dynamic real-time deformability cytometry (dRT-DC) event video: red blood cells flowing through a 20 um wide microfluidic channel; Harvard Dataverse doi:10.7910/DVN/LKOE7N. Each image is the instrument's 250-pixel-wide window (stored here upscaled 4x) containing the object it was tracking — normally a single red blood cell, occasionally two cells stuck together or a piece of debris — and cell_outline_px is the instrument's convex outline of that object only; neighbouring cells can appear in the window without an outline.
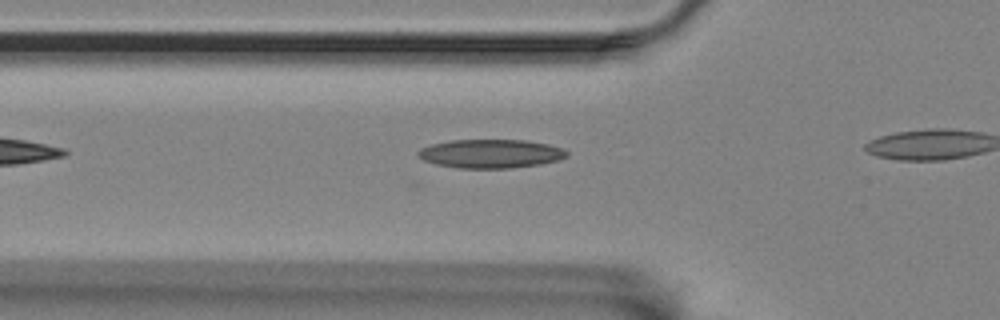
{"species": "Egyptian fruit bat (a non-hibernating species)", "species_latin": "Rousettus aegyptiacus", "temperature_condition": "room temperature", "stored_images_in_passage": 12, "camera_frame_rate_fps": 3000, "um_per_image_px": 0.085, "animal": {"sex": "female"}, "frame": {"image": 1, "passage_image": 3, "time_ms": 0.667, "image_size_px": [1000, 320], "cell_outline_px": [[568, 156], [560, 160], [540, 164], [512, 168], [456, 168], [436, 164], [424, 160], [416, 156], [416, 152], [420, 148], [432, 144], [452, 140], [524, 140], [548, 144], [564, 148], [568, 152]], "centroid_in_image_um": [41.71, 13.06], "position_along_channel_um": 84.1, "area_um2": 25.09}}
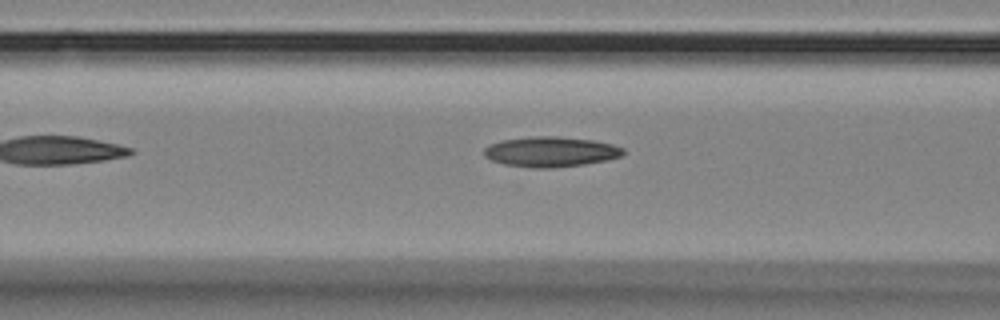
{"frame": {"image": 2, "passage_image": 6, "time_ms": 1.667, "image_size_px": [1000, 320], "cell_outline_px": [[624, 152], [620, 156], [608, 160], [584, 164], [548, 168], [532, 168], [504, 164], [492, 160], [484, 156], [484, 148], [488, 144], [500, 140], [532, 136], [556, 136], [592, 140], [612, 144], [624, 148]], "centroid_in_image_um": [46.78, 12.89], "position_along_channel_um": 119.8, "area_um2": 24.51}}
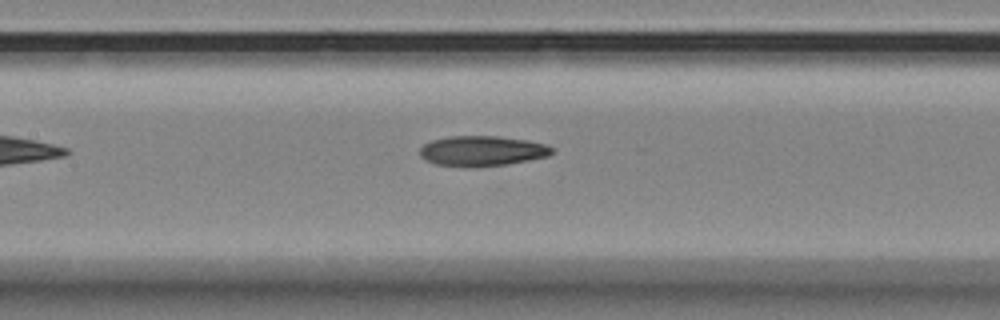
{"frame": {"image": 3, "passage_image": 10, "time_ms": 3.0, "image_size_px": [1000, 320], "cell_outline_px": [[552, 152], [548, 156], [528, 160], [504, 164], [436, 164], [420, 156], [420, 148], [424, 144], [432, 140], [448, 136], [496, 136], [528, 140], [548, 144], [552, 148]], "centroid_in_image_um": [41.01, 12.77], "position_along_channel_um": 166.4, "area_um2": 22.25}}